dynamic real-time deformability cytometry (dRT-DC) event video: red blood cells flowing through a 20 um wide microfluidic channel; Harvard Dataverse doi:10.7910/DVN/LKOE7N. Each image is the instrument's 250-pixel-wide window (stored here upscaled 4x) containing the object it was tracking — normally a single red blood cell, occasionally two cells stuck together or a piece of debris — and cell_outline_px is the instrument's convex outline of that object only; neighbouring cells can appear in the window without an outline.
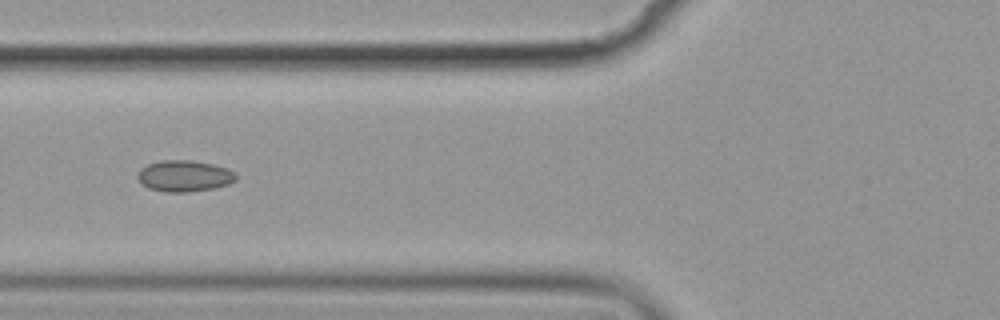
{"species": "common noctule bat (a hibernating species)", "species_latin": "Nyctalus noctula", "temperature_condition": "cold", "stored_images_in_passage": 9, "camera_frame_rate_fps": 3000, "um_per_image_px": 0.085, "animal": {"sex": "female", "body_mass_g": 19.9}, "frame": {"image": 1, "passage_image": 7, "time_ms": 7.0, "image_size_px": [1000, 320], "cell_outline_px": [[236, 180], [228, 184], [212, 188], [188, 192], [164, 192], [148, 188], [136, 176], [140, 168], [148, 164], [160, 160], [192, 160], [212, 164], [236, 172]], "centroid_in_image_um": [15.65, 14.95], "position_along_channel_um": 110.2, "area_um2": 17.86}}
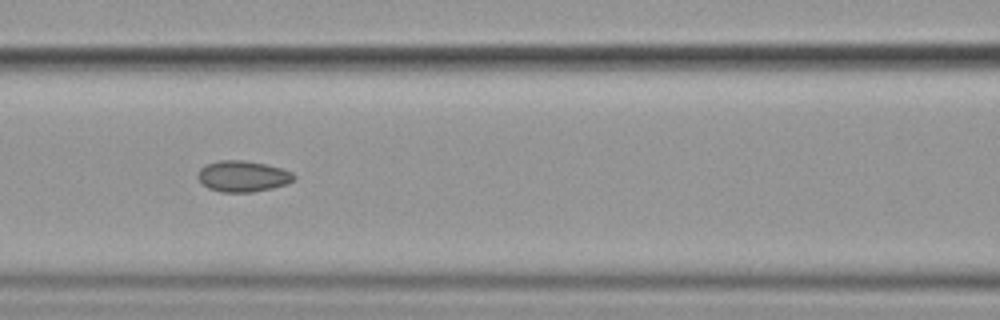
{"frame": {"image": 2, "passage_image": 8, "time_ms": 8.0, "image_size_px": [1000, 320], "cell_outline_px": [[296, 176], [288, 184], [272, 188], [252, 192], [220, 192], [208, 188], [200, 184], [196, 176], [200, 168], [208, 164], [220, 160], [244, 160], [264, 164], [280, 168], [292, 172]], "centroid_in_image_um": [20.6, 14.99], "position_along_channel_um": 146.0, "area_um2": 17.46}}
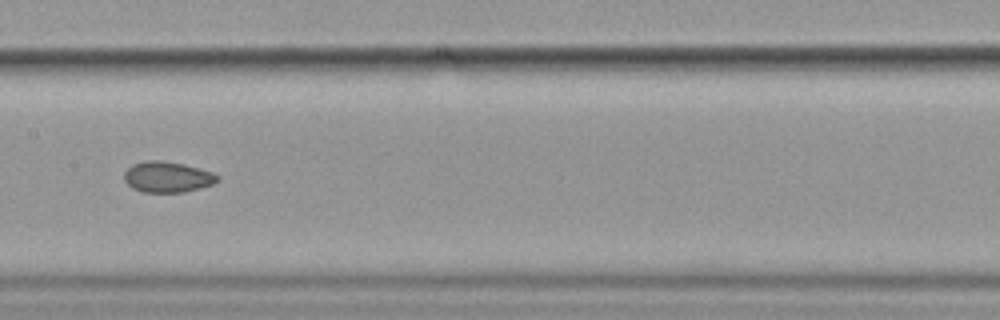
{"frame": {"image": 3, "passage_image": 9, "time_ms": 9.333, "image_size_px": [1000, 320], "cell_outline_px": [[220, 180], [212, 184], [200, 188], [184, 192], [144, 192], [132, 188], [124, 180], [124, 172], [132, 164], [144, 160], [164, 160], [184, 164], [212, 172], [220, 176]], "centroid_in_image_um": [14.23, 15.03], "position_along_channel_um": 193.2, "area_um2": 16.88}}